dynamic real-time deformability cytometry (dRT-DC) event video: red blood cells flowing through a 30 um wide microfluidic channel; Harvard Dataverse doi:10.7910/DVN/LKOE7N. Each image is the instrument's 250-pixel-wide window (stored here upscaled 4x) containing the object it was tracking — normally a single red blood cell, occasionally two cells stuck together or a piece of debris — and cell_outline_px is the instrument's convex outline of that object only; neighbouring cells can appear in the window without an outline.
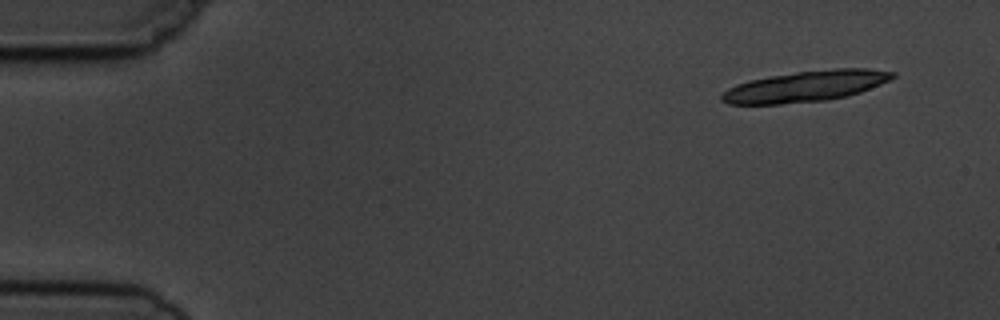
{"species": "common noctule bat (a hibernating species)", "species_latin": "Nyctalus noctula", "temperature_condition": "cold", "stored_images_in_passage": 8, "segment_of_instrument_passage": [1, 2], "camera_frame_rate_fps": 3000, "um_per_image_px": 0.085, "animal": {"sex": "male", "body_mass_g": 19.5, "forearm_length_mm": 54.6}, "frame": {"image": 1, "passage_image": 1, "time_ms": 0.0, "image_size_px": [1000, 320], "cell_outline_px": [[896, 76], [880, 84], [860, 92], [848, 96], [828, 100], [780, 104], [728, 104], [720, 100], [720, 96], [728, 88], [736, 84], [748, 80], [796, 72], [836, 68], [868, 68], [896, 72]], "centroid_in_image_um": [68.48, 7.33], "position_along_channel_um": 16.5, "area_um2": 30.75}}